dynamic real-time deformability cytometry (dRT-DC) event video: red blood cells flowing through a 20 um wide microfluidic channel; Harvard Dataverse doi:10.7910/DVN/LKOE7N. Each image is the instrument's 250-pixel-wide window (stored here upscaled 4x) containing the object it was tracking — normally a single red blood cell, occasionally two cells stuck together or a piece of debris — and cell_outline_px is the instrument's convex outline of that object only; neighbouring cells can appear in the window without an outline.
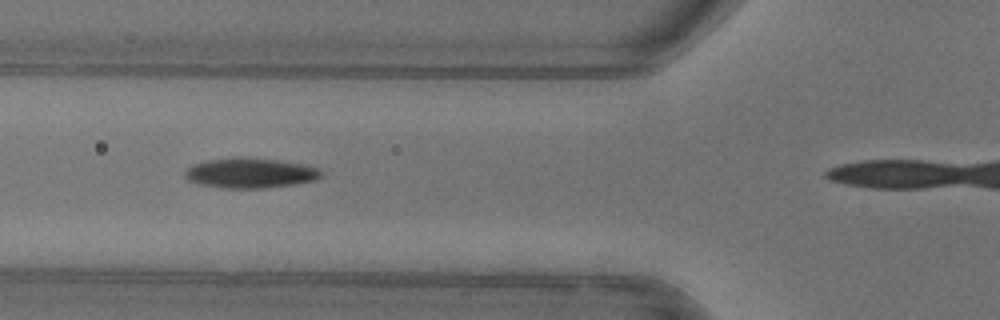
{"species": "common noctule bat (a hibernating species)", "species_latin": "Nyctalus noctula", "temperature_condition": "warm", "stored_images_in_passage": 33, "camera_frame_rate_fps": 3000, "um_per_image_px": 0.085, "animal": {"sex": "female"}, "frame": {"image": 1, "passage_image": 10, "time_ms": 3.0, "image_size_px": [1000, 320], "cell_outline_px": [[324, 176], [316, 180], [296, 184], [264, 188], [224, 188], [200, 184], [188, 180], [184, 176], [184, 172], [188, 168], [196, 164], [208, 160], [236, 156], [240, 156], [280, 160], [304, 164], [320, 168], [324, 172]], "centroid_in_image_um": [21.35, 14.7], "position_along_channel_um": 104.5, "area_um2": 24.22}}